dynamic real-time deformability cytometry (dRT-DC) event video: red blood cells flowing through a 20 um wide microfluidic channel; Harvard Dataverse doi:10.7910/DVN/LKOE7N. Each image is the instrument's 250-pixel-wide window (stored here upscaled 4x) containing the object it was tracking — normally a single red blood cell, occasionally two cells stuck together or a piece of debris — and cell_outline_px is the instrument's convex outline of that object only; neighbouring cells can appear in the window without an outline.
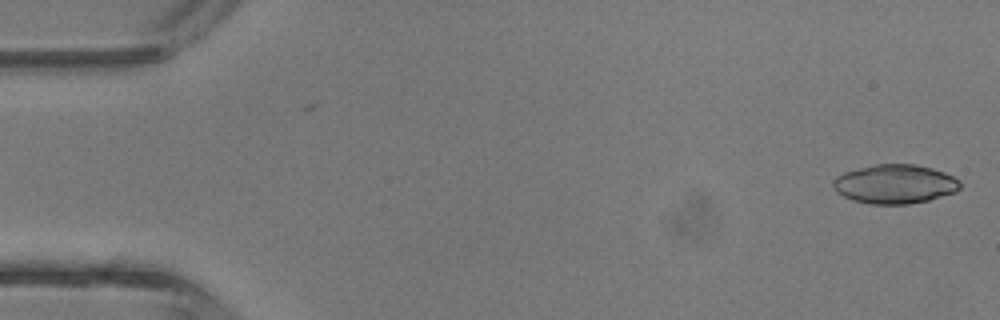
{"species": "common noctule bat (a hibernating species)", "species_latin": "Nyctalus noctula", "temperature_condition": "room temperature", "stored_images_in_passage": 4, "camera_frame_rate_fps": 3000, "um_per_image_px": 0.085, "animal": {"sex": "male", "body_mass_g": 13.3}, "frame": {"image": 1, "passage_image": 1, "time_ms": 0.0, "image_size_px": [1000, 320], "cell_outline_px": [[960, 188], [956, 192], [928, 200], [908, 204], [872, 204], [852, 200], [836, 192], [832, 188], [832, 180], [836, 176], [844, 172], [876, 164], [912, 164], [932, 168], [944, 172], [960, 180]], "centroid_in_image_um": [76.05, 15.65], "position_along_channel_um": 9.0, "area_um2": 28.96}}
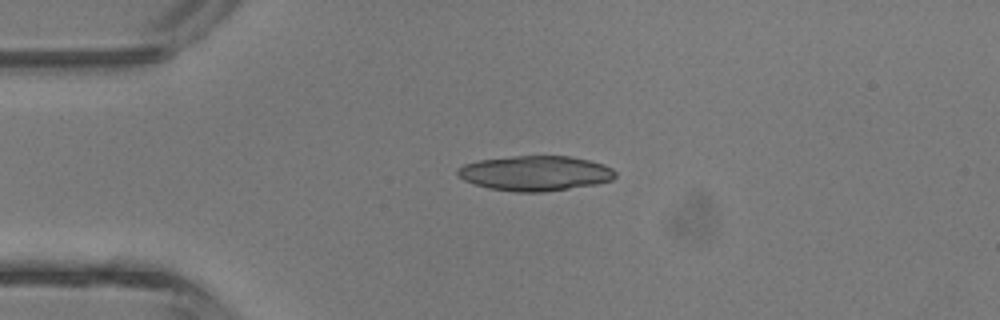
{"frame": {"image": 2, "passage_image": 3, "time_ms": 3.0, "image_size_px": [1000, 320], "cell_outline_px": [[616, 176], [612, 180], [596, 184], [544, 192], [516, 192], [488, 188], [464, 180], [456, 172], [456, 168], [464, 164], [476, 160], [512, 156], [568, 156], [588, 160], [604, 164], [612, 168], [616, 172]], "centroid_in_image_um": [45.49, 14.72], "position_along_channel_um": 39.5, "area_um2": 32.25}}